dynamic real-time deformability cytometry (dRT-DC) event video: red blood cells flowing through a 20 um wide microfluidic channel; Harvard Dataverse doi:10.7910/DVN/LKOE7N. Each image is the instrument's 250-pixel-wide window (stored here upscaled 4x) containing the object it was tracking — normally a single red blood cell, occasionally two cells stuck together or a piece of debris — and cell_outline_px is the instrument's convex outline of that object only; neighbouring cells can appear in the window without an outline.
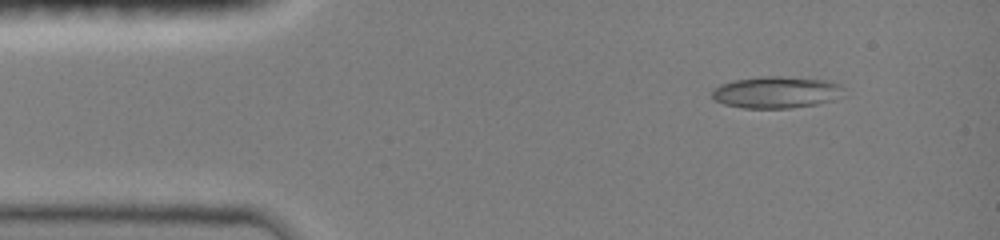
{"species": "common noctule bat (a hibernating species)", "species_latin": "Nyctalus noctula", "temperature_condition": "room temperature", "stored_images_in_passage": 7, "camera_frame_rate_fps": 3000, "um_per_image_px": 0.085, "animal": {"sex": "female", "body_mass_g": 19.0, "forearm_length_mm": 51.5}, "frame": {"image": 1, "passage_image": 3, "time_ms": 0.667, "image_size_px": [1000, 240], "cell_outline_px": [[844, 88], [832, 100], [816, 104], [788, 108], [744, 108], [724, 104], [716, 100], [712, 96], [712, 92], [720, 84], [736, 80], [760, 76], [780, 76], [824, 80], [840, 84]], "centroid_in_image_um": [65.95, 7.84], "position_along_channel_um": 19.1, "area_um2": 23.93}}
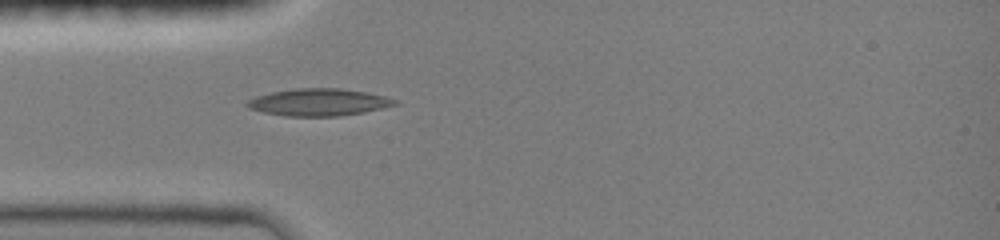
{"frame": {"image": 2, "passage_image": 7, "time_ms": 2.0, "image_size_px": [1000, 240], "cell_outline_px": [[400, 104], [384, 108], [364, 112], [340, 116], [284, 116], [264, 112], [248, 108], [244, 104], [248, 100], [256, 96], [272, 92], [296, 88], [340, 88], [364, 92], [384, 96], [396, 100]], "centroid_in_image_um": [27.09, 8.69], "position_along_channel_um": 57.9, "area_um2": 23.41}}